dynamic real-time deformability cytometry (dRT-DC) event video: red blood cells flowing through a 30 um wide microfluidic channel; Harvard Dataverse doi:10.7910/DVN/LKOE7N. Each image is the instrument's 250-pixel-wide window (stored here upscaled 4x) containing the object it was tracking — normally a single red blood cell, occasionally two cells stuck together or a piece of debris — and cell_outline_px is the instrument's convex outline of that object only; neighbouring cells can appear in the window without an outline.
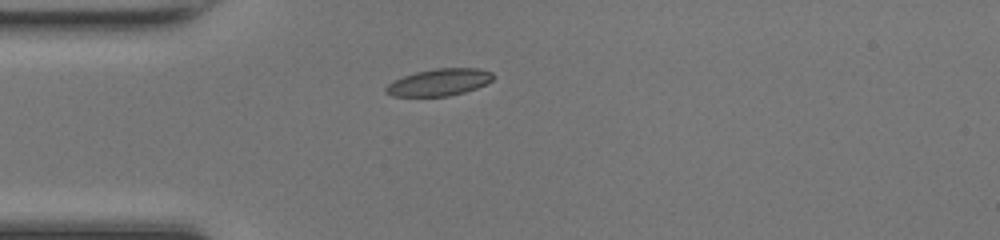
{"species": "common noctule bat (a hibernating species)", "species_latin": "Nyctalus noctula", "temperature_condition": "room temperature", "stored_images_in_passage": 36, "camera_frame_rate_fps": 3000, "um_per_image_px": 0.085, "animal": {"sex": "female", "body_mass_g": 17.0, "forearm_length_mm": 48.0}, "frame": {"image": 1, "passage_image": 1, "time_ms": 0.0, "image_size_px": [1000, 240], "cell_outline_px": [[496, 76], [488, 84], [464, 92], [448, 96], [392, 96], [384, 92], [384, 88], [392, 80], [416, 72], [436, 68], [480, 68], [492, 72]], "centroid_in_image_um": [37.35, 6.99], "position_along_channel_um": 47.7, "area_um2": 17.05}}
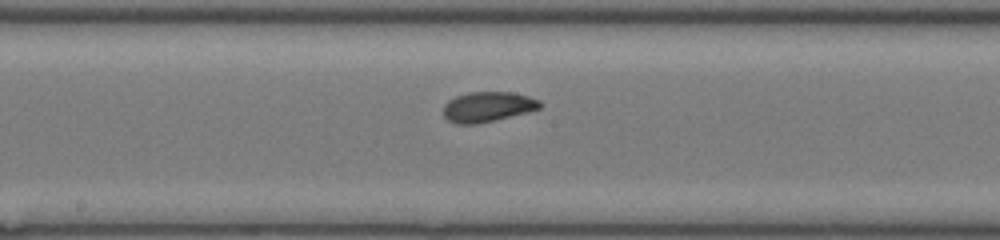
{"frame": {"image": 2, "passage_image": 13, "time_ms": 4.0, "image_size_px": [1000, 240], "cell_outline_px": [[540, 108], [528, 112], [476, 124], [456, 124], [448, 120], [444, 116], [444, 104], [448, 100], [456, 96], [468, 92], [512, 92], [528, 96], [540, 100]], "centroid_in_image_um": [41.43, 9.07], "position_along_channel_um": 206.8, "area_um2": 16.88}}
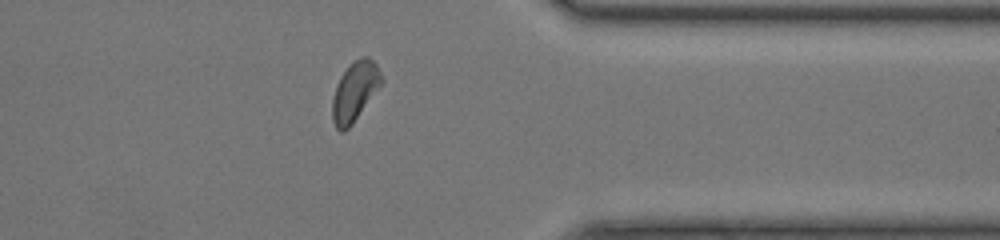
{"frame": {"image": 3, "passage_image": 26, "time_ms": 8.333, "image_size_px": [1000, 240], "cell_outline_px": [[384, 80], [352, 124], [344, 132], [340, 132], [336, 128], [332, 120], [332, 100], [336, 84], [340, 76], [352, 60], [364, 56], [368, 56], [376, 64]], "centroid_in_image_um": [30.14, 7.76], "position_along_channel_um": 381.3, "area_um2": 16.99}, "authors_computed_cell_mechanics": {"area_um2": 16.9354, "velocity_mm_per_s": 4.3019, "shape_relaxation_time_tau1_ms": 3.1761, "shape_relaxation_time_tau2_ms": 1.6159, "deformation_change_tau1": 0.1087, "deformation_change_tau2": 0.0602}}